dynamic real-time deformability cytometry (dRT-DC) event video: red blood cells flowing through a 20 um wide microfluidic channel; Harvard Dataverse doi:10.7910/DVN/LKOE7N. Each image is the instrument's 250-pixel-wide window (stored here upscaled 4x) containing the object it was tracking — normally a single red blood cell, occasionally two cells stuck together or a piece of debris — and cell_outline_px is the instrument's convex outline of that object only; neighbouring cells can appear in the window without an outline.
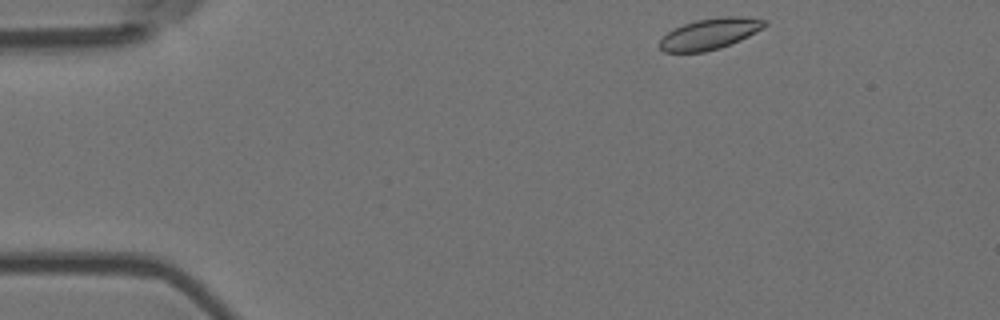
{"species": "Egyptian fruit bat (a non-hibernating species)", "species_latin": "Rousettus aegyptiacus", "temperature_condition": "room temperature", "stored_images_in_passage": 3, "camera_frame_rate_fps": 3000, "um_per_image_px": 0.085, "animal": {"sex": "female"}, "frame": {"image": 1, "passage_image": 1, "time_ms": 0.0, "image_size_px": [1000, 320], "cell_outline_px": [[768, 24], [764, 28], [740, 40], [720, 48], [704, 52], [664, 52], [660, 48], [660, 40], [668, 32], [684, 24], [696, 20], [724, 16], [740, 16], [768, 20]], "centroid_in_image_um": [60.38, 2.87], "position_along_channel_um": 24.6, "area_um2": 18.9}}